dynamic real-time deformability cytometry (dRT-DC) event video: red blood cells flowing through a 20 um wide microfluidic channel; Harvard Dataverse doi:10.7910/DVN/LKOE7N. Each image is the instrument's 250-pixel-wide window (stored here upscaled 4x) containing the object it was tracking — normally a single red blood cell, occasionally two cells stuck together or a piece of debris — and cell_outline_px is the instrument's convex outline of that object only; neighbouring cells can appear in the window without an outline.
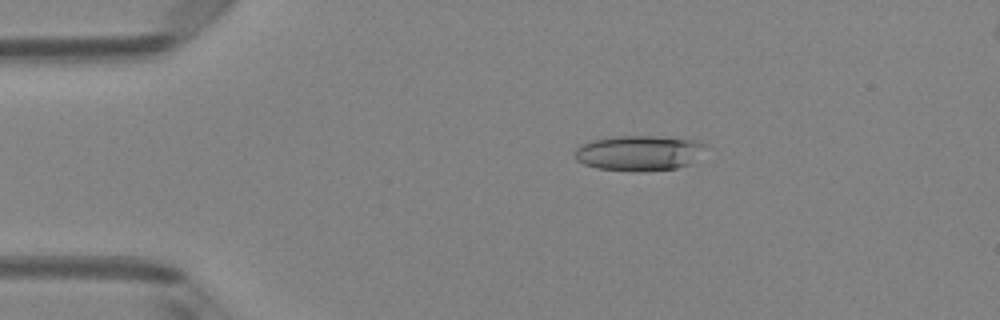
{"species": "Egyptian fruit bat (a non-hibernating species)", "species_latin": "Rousettus aegyptiacus", "temperature_condition": "room temperature", "stored_images_in_passage": 50, "camera_frame_rate_fps": 3000, "um_per_image_px": 0.085, "animal": {"sex": "female"}, "frame": {"image": 1, "passage_image": 10, "time_ms": 3.0, "image_size_px": [1000, 320], "cell_outline_px": [[708, 144], [692, 164], [676, 168], [640, 172], [636, 172], [596, 168], [584, 164], [576, 160], [576, 148], [580, 144], [592, 140], [616, 136], [656, 136], [696, 140]], "centroid_in_image_um": [54.33, 13.01], "position_along_channel_um": 30.7, "area_um2": 27.11}}
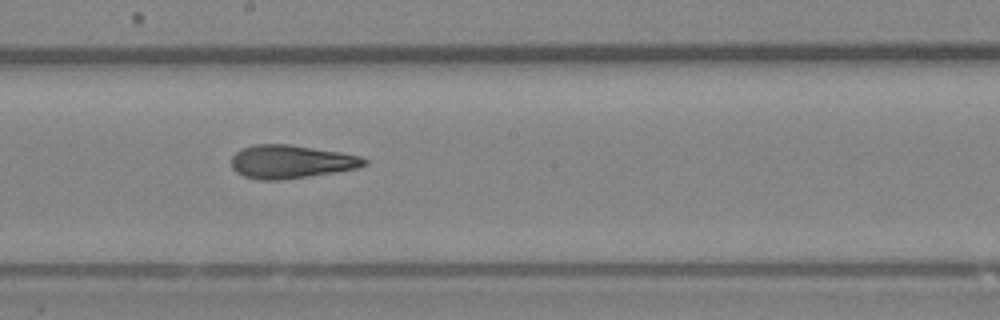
{"frame": {"image": 2, "passage_image": 28, "time_ms": 9.0, "image_size_px": [1000, 320], "cell_outline_px": [[368, 164], [356, 168], [332, 172], [280, 180], [260, 180], [244, 176], [236, 172], [232, 168], [232, 156], [236, 152], [252, 144], [288, 144], [340, 152], [360, 156], [368, 160]], "centroid_in_image_um": [24.71, 13.74], "position_along_channel_um": 223.5, "area_um2": 25.55}}
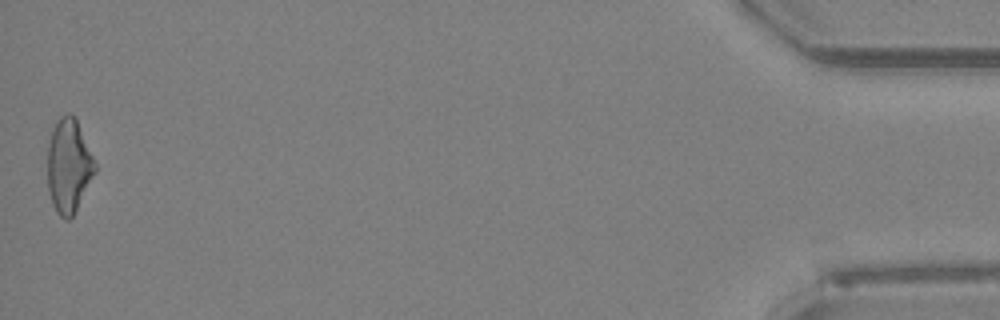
{"frame": {"image": 3, "passage_image": 50, "time_ms": 16.333, "image_size_px": [1000, 320], "cell_outline_px": [[96, 172], [72, 216], [68, 220], [64, 220], [56, 212], [52, 204], [48, 188], [48, 144], [56, 120], [60, 116], [68, 112], [72, 112], [76, 116], [96, 164]], "centroid_in_image_um": [5.84, 14.06], "position_along_channel_um": 429.4, "area_um2": 26.07}, "authors_computed_cell_mechanics": {"area_um2": 25.8944, "velocity_mm_per_s": 4.0955, "shape_relaxation_time_tau1_ms": 8.5835, "shape_relaxation_time_tau2_ms": 2.5406, "deformation_change_tau1": 0.228, "deformation_change_tau2": 0.1338}}